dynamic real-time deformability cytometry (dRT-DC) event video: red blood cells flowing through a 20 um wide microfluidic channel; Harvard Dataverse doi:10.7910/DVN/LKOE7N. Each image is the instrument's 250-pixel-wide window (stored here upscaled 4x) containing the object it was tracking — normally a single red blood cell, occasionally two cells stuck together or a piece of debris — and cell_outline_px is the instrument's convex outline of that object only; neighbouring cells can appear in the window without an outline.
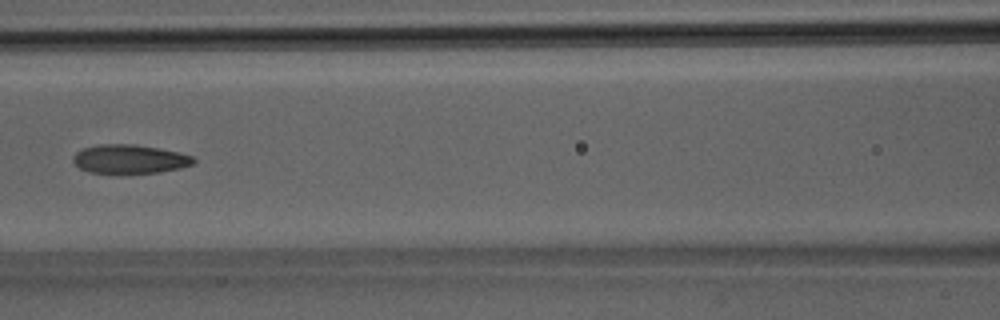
{"species": "Egyptian fruit bat (a non-hibernating species)", "species_latin": "Rousettus aegyptiacus", "temperature_condition": "room temperature", "stored_images_in_passage": 37, "camera_frame_rate_fps": 3000, "um_per_image_px": 0.085, "animal": {"sex": "male"}, "frame": {"image": 1, "passage_image": 16, "time_ms": 5.0, "image_size_px": [1000, 320], "cell_outline_px": [[196, 160], [192, 164], [180, 168], [160, 172], [88, 172], [80, 168], [72, 160], [72, 156], [76, 152], [84, 148], [96, 144], [136, 144], [180, 152], [192, 156]], "centroid_in_image_um": [11.02, 13.5], "position_along_channel_um": 155.6, "area_um2": 20.06}}
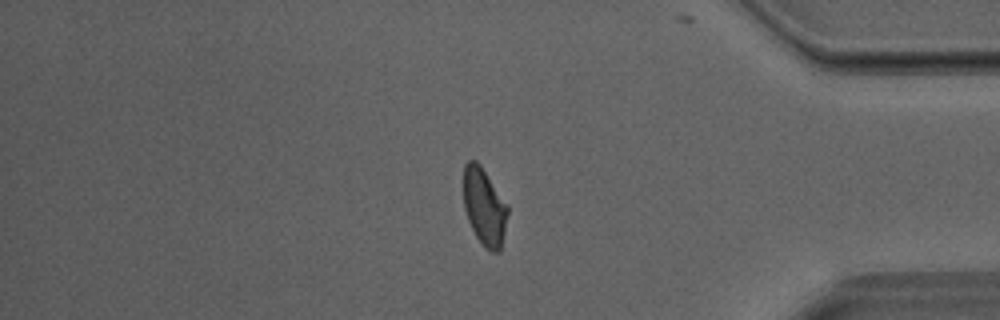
{"frame": {"image": 2, "passage_image": 31, "time_ms": 10.0, "image_size_px": [1000, 320], "cell_outline_px": [[508, 212], [500, 252], [492, 252], [484, 248], [476, 236], [468, 220], [464, 208], [464, 164], [468, 160], [476, 160], [480, 164], [508, 204]], "centroid_in_image_um": [41.17, 17.57], "position_along_channel_um": 394.0, "area_um2": 19.94}}
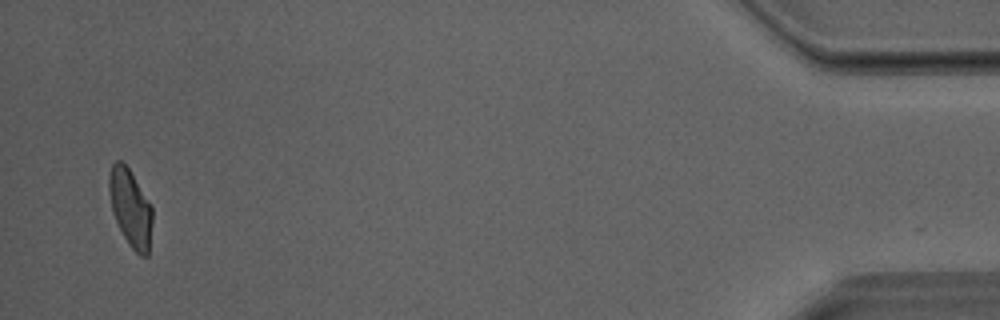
{"frame": {"image": 3, "passage_image": 36, "time_ms": 11.667, "image_size_px": [1000, 320], "cell_outline_px": [[152, 220], [148, 256], [140, 256], [128, 244], [112, 212], [108, 192], [108, 176], [112, 164], [116, 160], [120, 160], [128, 168], [152, 204]], "centroid_in_image_um": [11.08, 17.66], "position_along_channel_um": 424.1, "area_um2": 19.59}}